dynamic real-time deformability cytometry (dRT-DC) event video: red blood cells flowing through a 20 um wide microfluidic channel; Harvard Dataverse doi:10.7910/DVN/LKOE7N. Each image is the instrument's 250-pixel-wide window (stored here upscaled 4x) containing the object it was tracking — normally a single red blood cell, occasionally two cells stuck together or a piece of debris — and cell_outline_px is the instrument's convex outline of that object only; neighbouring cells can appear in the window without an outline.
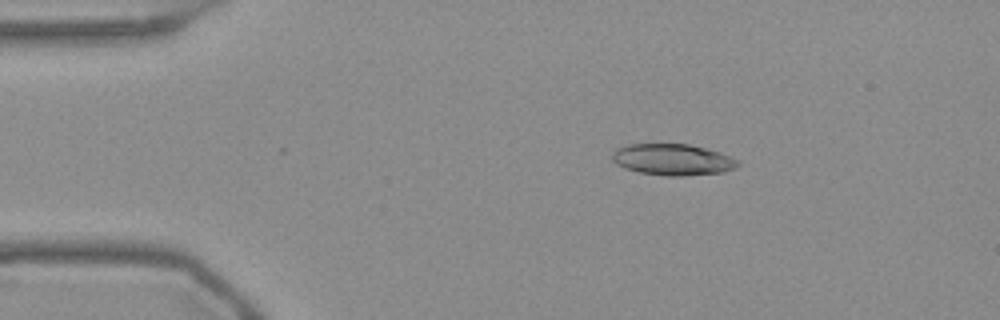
{"species": "Egyptian fruit bat (a non-hibernating species)", "species_latin": "Rousettus aegyptiacus", "temperature_condition": "warm", "stored_images_in_passage": 54, "camera_frame_rate_fps": 3000, "um_per_image_px": 0.085, "frame": {"image": 1, "passage_image": 9, "time_ms": 2.667, "image_size_px": [1000, 320], "cell_outline_px": [[740, 164], [736, 168], [724, 172], [684, 176], [668, 176], [640, 172], [624, 168], [616, 164], [612, 160], [612, 152], [616, 148], [628, 144], [688, 144], [720, 152], [740, 160]], "centroid_in_image_um": [57.19, 13.57], "position_along_channel_um": 27.8, "area_um2": 23.12}}
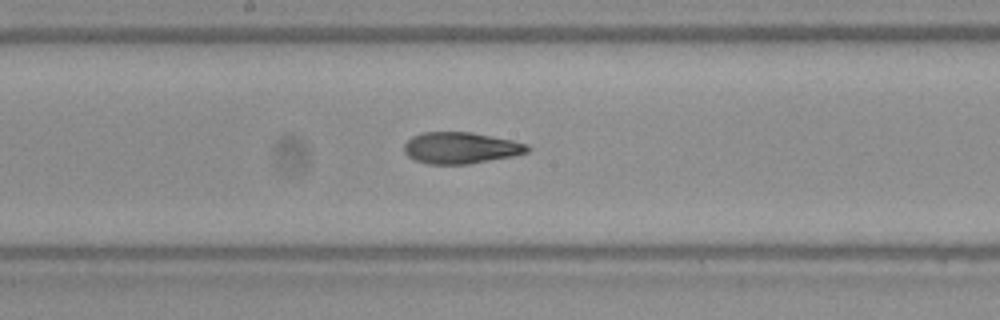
{"frame": {"image": 2, "passage_image": 28, "time_ms": 9.0, "image_size_px": [1000, 320], "cell_outline_px": [[532, 148], [528, 152], [512, 156], [468, 164], [428, 164], [416, 160], [408, 156], [404, 152], [404, 144], [412, 136], [424, 132], [472, 132], [512, 140], [528, 144]], "centroid_in_image_um": [39.17, 12.57], "position_along_channel_um": 209.0, "area_um2": 22.6}}
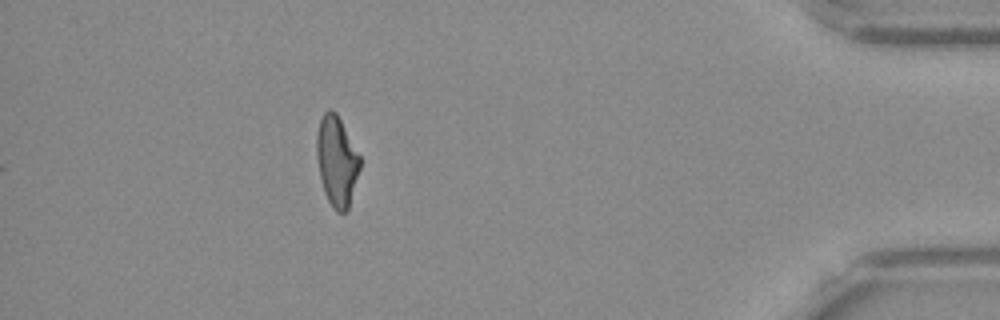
{"frame": {"image": 3, "passage_image": 48, "time_ms": 15.667, "image_size_px": [1000, 320], "cell_outline_px": [[360, 168], [348, 208], [344, 212], [336, 212], [332, 208], [324, 192], [320, 176], [316, 156], [316, 132], [320, 120], [324, 112], [328, 108], [332, 108], [336, 112], [360, 156]], "centroid_in_image_um": [28.6, 13.67], "position_along_channel_um": 406.6, "area_um2": 22.66}, "authors_computed_cell_mechanics": {"area_um2": 22.9466, "velocity_mm_per_s": 3.7572, "shape_relaxation_time_tau1_ms": null, "shape_relaxation_time_tau2_ms": 2.7545, "deformation_change_tau1": null, "deformation_change_tau2": 0.092}}